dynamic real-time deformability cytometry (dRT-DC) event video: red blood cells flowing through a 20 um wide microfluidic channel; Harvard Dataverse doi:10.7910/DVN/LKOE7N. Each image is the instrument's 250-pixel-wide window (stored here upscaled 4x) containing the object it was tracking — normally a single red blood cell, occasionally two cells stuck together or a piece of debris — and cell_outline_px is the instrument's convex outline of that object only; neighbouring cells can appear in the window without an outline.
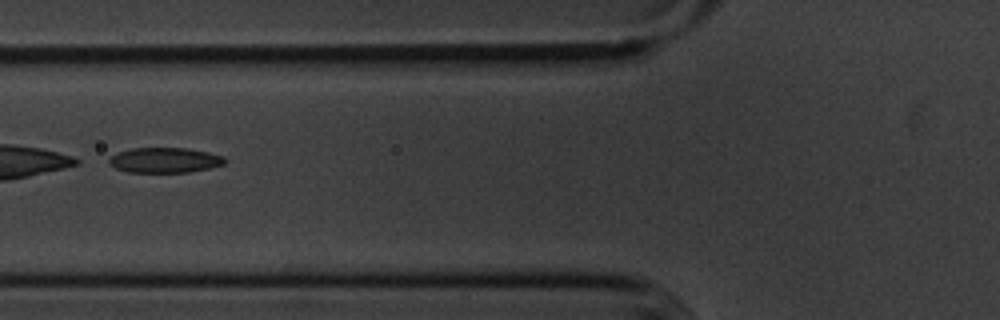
{"species": "common noctule bat (a hibernating species)", "species_latin": "Nyctalus noctula", "temperature_condition": "cold", "stored_images_in_passage": 47, "camera_frame_rate_fps": 3000, "um_per_image_px": 0.085, "animal": {"sex": "male", "body_mass_g": 20.1, "forearm_length_mm": 53.5}, "frame": {"image": 1, "passage_image": 15, "time_ms": 4.667, "image_size_px": [1000, 320], "cell_outline_px": [[228, 160], [224, 164], [208, 168], [188, 172], [128, 172], [116, 168], [108, 164], [108, 160], [112, 156], [120, 152], [132, 148], [188, 148], [208, 152], [224, 156]], "centroid_in_image_um": [14.03, 13.61], "position_along_channel_um": 111.8, "area_um2": 16.94}}
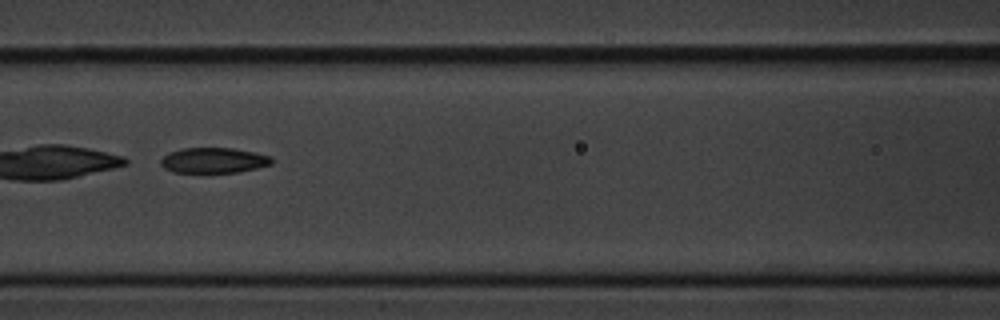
{"frame": {"image": 2, "passage_image": 18, "time_ms": 5.667, "image_size_px": [1000, 320], "cell_outline_px": [[272, 164], [256, 168], [236, 172], [172, 172], [164, 168], [160, 164], [160, 160], [168, 152], [180, 148], [232, 148], [272, 156]], "centroid_in_image_um": [18.12, 13.62], "position_along_channel_um": 148.5, "area_um2": 16.36}}
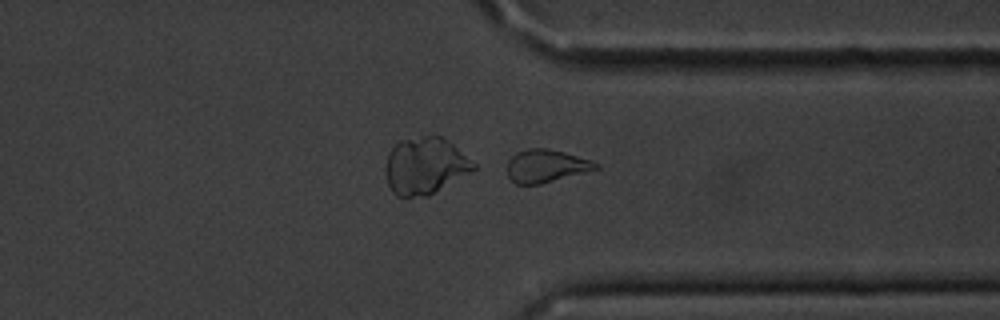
{"frame": {"image": 3, "passage_image": 36, "time_ms": 11.667, "image_size_px": [1000, 320], "cell_outline_px": [[600, 168], [540, 184], [516, 184], [508, 176], [508, 160], [516, 152], [528, 148], [544, 148], [564, 152], [592, 160], [600, 164]], "centroid_in_image_um": [46.42, 14.1], "position_along_channel_um": 365.0, "area_um2": 16.88}}